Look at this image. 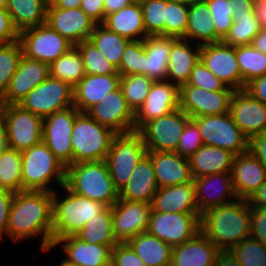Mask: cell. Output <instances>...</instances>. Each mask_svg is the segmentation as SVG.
<instances>
[{
    "mask_svg": "<svg viewBox=\"0 0 266 266\" xmlns=\"http://www.w3.org/2000/svg\"><path fill=\"white\" fill-rule=\"evenodd\" d=\"M231 178L237 198L248 200L266 181V168L251 150H248L234 156Z\"/></svg>",
    "mask_w": 266,
    "mask_h": 266,
    "instance_id": "cell-24",
    "label": "cell"
},
{
    "mask_svg": "<svg viewBox=\"0 0 266 266\" xmlns=\"http://www.w3.org/2000/svg\"><path fill=\"white\" fill-rule=\"evenodd\" d=\"M50 76L74 87L86 74L79 50L73 46L67 53L49 65Z\"/></svg>",
    "mask_w": 266,
    "mask_h": 266,
    "instance_id": "cell-40",
    "label": "cell"
},
{
    "mask_svg": "<svg viewBox=\"0 0 266 266\" xmlns=\"http://www.w3.org/2000/svg\"><path fill=\"white\" fill-rule=\"evenodd\" d=\"M65 197L52 192L53 243L62 237L75 235L85 223L91 221L108 206L71 192L65 185ZM67 191V193H66Z\"/></svg>",
    "mask_w": 266,
    "mask_h": 266,
    "instance_id": "cell-4",
    "label": "cell"
},
{
    "mask_svg": "<svg viewBox=\"0 0 266 266\" xmlns=\"http://www.w3.org/2000/svg\"><path fill=\"white\" fill-rule=\"evenodd\" d=\"M80 8L96 23L105 20L104 0H81Z\"/></svg>",
    "mask_w": 266,
    "mask_h": 266,
    "instance_id": "cell-58",
    "label": "cell"
},
{
    "mask_svg": "<svg viewBox=\"0 0 266 266\" xmlns=\"http://www.w3.org/2000/svg\"><path fill=\"white\" fill-rule=\"evenodd\" d=\"M179 1H181V2H183L185 4L190 5V4H194V3H200V2H203L205 0H179Z\"/></svg>",
    "mask_w": 266,
    "mask_h": 266,
    "instance_id": "cell-70",
    "label": "cell"
},
{
    "mask_svg": "<svg viewBox=\"0 0 266 266\" xmlns=\"http://www.w3.org/2000/svg\"><path fill=\"white\" fill-rule=\"evenodd\" d=\"M18 41L24 56L48 65L74 46L47 23L19 32Z\"/></svg>",
    "mask_w": 266,
    "mask_h": 266,
    "instance_id": "cell-11",
    "label": "cell"
},
{
    "mask_svg": "<svg viewBox=\"0 0 266 266\" xmlns=\"http://www.w3.org/2000/svg\"><path fill=\"white\" fill-rule=\"evenodd\" d=\"M146 52L145 75L153 81L166 80L172 37L147 36L144 39Z\"/></svg>",
    "mask_w": 266,
    "mask_h": 266,
    "instance_id": "cell-35",
    "label": "cell"
},
{
    "mask_svg": "<svg viewBox=\"0 0 266 266\" xmlns=\"http://www.w3.org/2000/svg\"><path fill=\"white\" fill-rule=\"evenodd\" d=\"M254 48L266 54V28L260 31L253 38L252 44Z\"/></svg>",
    "mask_w": 266,
    "mask_h": 266,
    "instance_id": "cell-66",
    "label": "cell"
},
{
    "mask_svg": "<svg viewBox=\"0 0 266 266\" xmlns=\"http://www.w3.org/2000/svg\"><path fill=\"white\" fill-rule=\"evenodd\" d=\"M200 218V213L152 211L147 232L173 248L200 232Z\"/></svg>",
    "mask_w": 266,
    "mask_h": 266,
    "instance_id": "cell-13",
    "label": "cell"
},
{
    "mask_svg": "<svg viewBox=\"0 0 266 266\" xmlns=\"http://www.w3.org/2000/svg\"><path fill=\"white\" fill-rule=\"evenodd\" d=\"M250 207L266 208V181L247 200Z\"/></svg>",
    "mask_w": 266,
    "mask_h": 266,
    "instance_id": "cell-62",
    "label": "cell"
},
{
    "mask_svg": "<svg viewBox=\"0 0 266 266\" xmlns=\"http://www.w3.org/2000/svg\"><path fill=\"white\" fill-rule=\"evenodd\" d=\"M236 59L243 77V89L254 78L266 74V54L251 44L236 47Z\"/></svg>",
    "mask_w": 266,
    "mask_h": 266,
    "instance_id": "cell-41",
    "label": "cell"
},
{
    "mask_svg": "<svg viewBox=\"0 0 266 266\" xmlns=\"http://www.w3.org/2000/svg\"><path fill=\"white\" fill-rule=\"evenodd\" d=\"M75 47L82 56L86 75L119 74L118 68L110 63L90 40H84Z\"/></svg>",
    "mask_w": 266,
    "mask_h": 266,
    "instance_id": "cell-43",
    "label": "cell"
},
{
    "mask_svg": "<svg viewBox=\"0 0 266 266\" xmlns=\"http://www.w3.org/2000/svg\"><path fill=\"white\" fill-rule=\"evenodd\" d=\"M234 156L228 150L202 145L188 158L193 178L231 172Z\"/></svg>",
    "mask_w": 266,
    "mask_h": 266,
    "instance_id": "cell-32",
    "label": "cell"
},
{
    "mask_svg": "<svg viewBox=\"0 0 266 266\" xmlns=\"http://www.w3.org/2000/svg\"><path fill=\"white\" fill-rule=\"evenodd\" d=\"M6 236L15 243L41 236V249L48 252L53 244L52 192L21 191L11 202Z\"/></svg>",
    "mask_w": 266,
    "mask_h": 266,
    "instance_id": "cell-1",
    "label": "cell"
},
{
    "mask_svg": "<svg viewBox=\"0 0 266 266\" xmlns=\"http://www.w3.org/2000/svg\"><path fill=\"white\" fill-rule=\"evenodd\" d=\"M244 90L266 105V74L251 80L246 84Z\"/></svg>",
    "mask_w": 266,
    "mask_h": 266,
    "instance_id": "cell-59",
    "label": "cell"
},
{
    "mask_svg": "<svg viewBox=\"0 0 266 266\" xmlns=\"http://www.w3.org/2000/svg\"><path fill=\"white\" fill-rule=\"evenodd\" d=\"M9 147L23 152L42 141L43 119L18 104L0 105Z\"/></svg>",
    "mask_w": 266,
    "mask_h": 266,
    "instance_id": "cell-10",
    "label": "cell"
},
{
    "mask_svg": "<svg viewBox=\"0 0 266 266\" xmlns=\"http://www.w3.org/2000/svg\"><path fill=\"white\" fill-rule=\"evenodd\" d=\"M120 87V74L85 75L73 87V106L86 113L109 93Z\"/></svg>",
    "mask_w": 266,
    "mask_h": 266,
    "instance_id": "cell-26",
    "label": "cell"
},
{
    "mask_svg": "<svg viewBox=\"0 0 266 266\" xmlns=\"http://www.w3.org/2000/svg\"><path fill=\"white\" fill-rule=\"evenodd\" d=\"M58 266H78L74 263H71V262H68L67 260L62 259L60 262H59V265Z\"/></svg>",
    "mask_w": 266,
    "mask_h": 266,
    "instance_id": "cell-69",
    "label": "cell"
},
{
    "mask_svg": "<svg viewBox=\"0 0 266 266\" xmlns=\"http://www.w3.org/2000/svg\"><path fill=\"white\" fill-rule=\"evenodd\" d=\"M146 154L147 149L138 131L114 136L104 161L119 192L127 184L132 172Z\"/></svg>",
    "mask_w": 266,
    "mask_h": 266,
    "instance_id": "cell-7",
    "label": "cell"
},
{
    "mask_svg": "<svg viewBox=\"0 0 266 266\" xmlns=\"http://www.w3.org/2000/svg\"><path fill=\"white\" fill-rule=\"evenodd\" d=\"M115 135L111 129L102 126L87 113L80 112L71 134V164L105 160Z\"/></svg>",
    "mask_w": 266,
    "mask_h": 266,
    "instance_id": "cell-6",
    "label": "cell"
},
{
    "mask_svg": "<svg viewBox=\"0 0 266 266\" xmlns=\"http://www.w3.org/2000/svg\"><path fill=\"white\" fill-rule=\"evenodd\" d=\"M185 84L194 85L207 91H221L226 88L225 84L209 71L200 59Z\"/></svg>",
    "mask_w": 266,
    "mask_h": 266,
    "instance_id": "cell-52",
    "label": "cell"
},
{
    "mask_svg": "<svg viewBox=\"0 0 266 266\" xmlns=\"http://www.w3.org/2000/svg\"><path fill=\"white\" fill-rule=\"evenodd\" d=\"M151 206L163 213H199L194 182L158 188Z\"/></svg>",
    "mask_w": 266,
    "mask_h": 266,
    "instance_id": "cell-29",
    "label": "cell"
},
{
    "mask_svg": "<svg viewBox=\"0 0 266 266\" xmlns=\"http://www.w3.org/2000/svg\"><path fill=\"white\" fill-rule=\"evenodd\" d=\"M183 39L192 40L193 44L200 46L216 43L215 23L206 1L189 5L187 29Z\"/></svg>",
    "mask_w": 266,
    "mask_h": 266,
    "instance_id": "cell-34",
    "label": "cell"
},
{
    "mask_svg": "<svg viewBox=\"0 0 266 266\" xmlns=\"http://www.w3.org/2000/svg\"><path fill=\"white\" fill-rule=\"evenodd\" d=\"M249 150L266 168V131L254 136L249 142Z\"/></svg>",
    "mask_w": 266,
    "mask_h": 266,
    "instance_id": "cell-60",
    "label": "cell"
},
{
    "mask_svg": "<svg viewBox=\"0 0 266 266\" xmlns=\"http://www.w3.org/2000/svg\"><path fill=\"white\" fill-rule=\"evenodd\" d=\"M233 17L255 16L254 3L255 0H230Z\"/></svg>",
    "mask_w": 266,
    "mask_h": 266,
    "instance_id": "cell-61",
    "label": "cell"
},
{
    "mask_svg": "<svg viewBox=\"0 0 266 266\" xmlns=\"http://www.w3.org/2000/svg\"><path fill=\"white\" fill-rule=\"evenodd\" d=\"M153 80L146 75L120 76V88L128 106L135 113L145 102Z\"/></svg>",
    "mask_w": 266,
    "mask_h": 266,
    "instance_id": "cell-44",
    "label": "cell"
},
{
    "mask_svg": "<svg viewBox=\"0 0 266 266\" xmlns=\"http://www.w3.org/2000/svg\"><path fill=\"white\" fill-rule=\"evenodd\" d=\"M65 186L73 193L108 207L119 200V191L110 177L104 160L68 165Z\"/></svg>",
    "mask_w": 266,
    "mask_h": 266,
    "instance_id": "cell-3",
    "label": "cell"
},
{
    "mask_svg": "<svg viewBox=\"0 0 266 266\" xmlns=\"http://www.w3.org/2000/svg\"><path fill=\"white\" fill-rule=\"evenodd\" d=\"M110 266H146L127 243H118L111 250Z\"/></svg>",
    "mask_w": 266,
    "mask_h": 266,
    "instance_id": "cell-54",
    "label": "cell"
},
{
    "mask_svg": "<svg viewBox=\"0 0 266 266\" xmlns=\"http://www.w3.org/2000/svg\"><path fill=\"white\" fill-rule=\"evenodd\" d=\"M202 145H204L198 125L191 119L179 138L176 152L181 156L189 158Z\"/></svg>",
    "mask_w": 266,
    "mask_h": 266,
    "instance_id": "cell-53",
    "label": "cell"
},
{
    "mask_svg": "<svg viewBox=\"0 0 266 266\" xmlns=\"http://www.w3.org/2000/svg\"><path fill=\"white\" fill-rule=\"evenodd\" d=\"M96 122L116 134L134 131V112L119 87L86 112Z\"/></svg>",
    "mask_w": 266,
    "mask_h": 266,
    "instance_id": "cell-19",
    "label": "cell"
},
{
    "mask_svg": "<svg viewBox=\"0 0 266 266\" xmlns=\"http://www.w3.org/2000/svg\"><path fill=\"white\" fill-rule=\"evenodd\" d=\"M249 237L266 245V208L250 207Z\"/></svg>",
    "mask_w": 266,
    "mask_h": 266,
    "instance_id": "cell-55",
    "label": "cell"
},
{
    "mask_svg": "<svg viewBox=\"0 0 266 266\" xmlns=\"http://www.w3.org/2000/svg\"><path fill=\"white\" fill-rule=\"evenodd\" d=\"M111 211L114 237L118 243H127L147 231L152 206L151 203L119 199L111 206Z\"/></svg>",
    "mask_w": 266,
    "mask_h": 266,
    "instance_id": "cell-16",
    "label": "cell"
},
{
    "mask_svg": "<svg viewBox=\"0 0 266 266\" xmlns=\"http://www.w3.org/2000/svg\"><path fill=\"white\" fill-rule=\"evenodd\" d=\"M158 187L186 184L194 180L188 158L177 152L147 151Z\"/></svg>",
    "mask_w": 266,
    "mask_h": 266,
    "instance_id": "cell-25",
    "label": "cell"
},
{
    "mask_svg": "<svg viewBox=\"0 0 266 266\" xmlns=\"http://www.w3.org/2000/svg\"><path fill=\"white\" fill-rule=\"evenodd\" d=\"M200 60L226 87L243 90V77L236 59V47L222 41L201 45Z\"/></svg>",
    "mask_w": 266,
    "mask_h": 266,
    "instance_id": "cell-17",
    "label": "cell"
},
{
    "mask_svg": "<svg viewBox=\"0 0 266 266\" xmlns=\"http://www.w3.org/2000/svg\"><path fill=\"white\" fill-rule=\"evenodd\" d=\"M8 0H0V8H6Z\"/></svg>",
    "mask_w": 266,
    "mask_h": 266,
    "instance_id": "cell-71",
    "label": "cell"
},
{
    "mask_svg": "<svg viewBox=\"0 0 266 266\" xmlns=\"http://www.w3.org/2000/svg\"><path fill=\"white\" fill-rule=\"evenodd\" d=\"M158 188L151 158L146 154L119 192V199L152 203Z\"/></svg>",
    "mask_w": 266,
    "mask_h": 266,
    "instance_id": "cell-31",
    "label": "cell"
},
{
    "mask_svg": "<svg viewBox=\"0 0 266 266\" xmlns=\"http://www.w3.org/2000/svg\"><path fill=\"white\" fill-rule=\"evenodd\" d=\"M14 197V192L0 189V240L6 236L9 210Z\"/></svg>",
    "mask_w": 266,
    "mask_h": 266,
    "instance_id": "cell-57",
    "label": "cell"
},
{
    "mask_svg": "<svg viewBox=\"0 0 266 266\" xmlns=\"http://www.w3.org/2000/svg\"><path fill=\"white\" fill-rule=\"evenodd\" d=\"M5 123L0 116V155L9 149Z\"/></svg>",
    "mask_w": 266,
    "mask_h": 266,
    "instance_id": "cell-67",
    "label": "cell"
},
{
    "mask_svg": "<svg viewBox=\"0 0 266 266\" xmlns=\"http://www.w3.org/2000/svg\"><path fill=\"white\" fill-rule=\"evenodd\" d=\"M50 3L57 8L72 9L79 8L81 0H52Z\"/></svg>",
    "mask_w": 266,
    "mask_h": 266,
    "instance_id": "cell-68",
    "label": "cell"
},
{
    "mask_svg": "<svg viewBox=\"0 0 266 266\" xmlns=\"http://www.w3.org/2000/svg\"><path fill=\"white\" fill-rule=\"evenodd\" d=\"M19 32L14 28L6 8H0V43L18 41Z\"/></svg>",
    "mask_w": 266,
    "mask_h": 266,
    "instance_id": "cell-56",
    "label": "cell"
},
{
    "mask_svg": "<svg viewBox=\"0 0 266 266\" xmlns=\"http://www.w3.org/2000/svg\"><path fill=\"white\" fill-rule=\"evenodd\" d=\"M189 5L179 0H167L165 36L184 38L187 29Z\"/></svg>",
    "mask_w": 266,
    "mask_h": 266,
    "instance_id": "cell-50",
    "label": "cell"
},
{
    "mask_svg": "<svg viewBox=\"0 0 266 266\" xmlns=\"http://www.w3.org/2000/svg\"><path fill=\"white\" fill-rule=\"evenodd\" d=\"M220 250L200 231L173 247L170 266H214Z\"/></svg>",
    "mask_w": 266,
    "mask_h": 266,
    "instance_id": "cell-28",
    "label": "cell"
},
{
    "mask_svg": "<svg viewBox=\"0 0 266 266\" xmlns=\"http://www.w3.org/2000/svg\"><path fill=\"white\" fill-rule=\"evenodd\" d=\"M233 92L229 87L221 91H207L194 85L182 84L179 108L190 118L225 114L229 112Z\"/></svg>",
    "mask_w": 266,
    "mask_h": 266,
    "instance_id": "cell-15",
    "label": "cell"
},
{
    "mask_svg": "<svg viewBox=\"0 0 266 266\" xmlns=\"http://www.w3.org/2000/svg\"><path fill=\"white\" fill-rule=\"evenodd\" d=\"M233 18V25L222 42L232 47L252 44L253 38L261 29L256 17L244 16Z\"/></svg>",
    "mask_w": 266,
    "mask_h": 266,
    "instance_id": "cell-46",
    "label": "cell"
},
{
    "mask_svg": "<svg viewBox=\"0 0 266 266\" xmlns=\"http://www.w3.org/2000/svg\"><path fill=\"white\" fill-rule=\"evenodd\" d=\"M88 40L117 68H119L126 45L130 41L126 37L109 30L103 24L95 25Z\"/></svg>",
    "mask_w": 266,
    "mask_h": 266,
    "instance_id": "cell-39",
    "label": "cell"
},
{
    "mask_svg": "<svg viewBox=\"0 0 266 266\" xmlns=\"http://www.w3.org/2000/svg\"><path fill=\"white\" fill-rule=\"evenodd\" d=\"M146 266H170L172 247L147 231L127 242Z\"/></svg>",
    "mask_w": 266,
    "mask_h": 266,
    "instance_id": "cell-37",
    "label": "cell"
},
{
    "mask_svg": "<svg viewBox=\"0 0 266 266\" xmlns=\"http://www.w3.org/2000/svg\"><path fill=\"white\" fill-rule=\"evenodd\" d=\"M147 36H165L167 0H139Z\"/></svg>",
    "mask_w": 266,
    "mask_h": 266,
    "instance_id": "cell-45",
    "label": "cell"
},
{
    "mask_svg": "<svg viewBox=\"0 0 266 266\" xmlns=\"http://www.w3.org/2000/svg\"><path fill=\"white\" fill-rule=\"evenodd\" d=\"M229 252L241 266H266V245L250 237L236 244Z\"/></svg>",
    "mask_w": 266,
    "mask_h": 266,
    "instance_id": "cell-49",
    "label": "cell"
},
{
    "mask_svg": "<svg viewBox=\"0 0 266 266\" xmlns=\"http://www.w3.org/2000/svg\"><path fill=\"white\" fill-rule=\"evenodd\" d=\"M61 245L67 254L68 262L78 266H110L111 248L107 245L87 243L76 235H69L57 239L52 248Z\"/></svg>",
    "mask_w": 266,
    "mask_h": 266,
    "instance_id": "cell-27",
    "label": "cell"
},
{
    "mask_svg": "<svg viewBox=\"0 0 266 266\" xmlns=\"http://www.w3.org/2000/svg\"><path fill=\"white\" fill-rule=\"evenodd\" d=\"M79 113L71 106L43 119L42 141L66 167L72 163L71 134Z\"/></svg>",
    "mask_w": 266,
    "mask_h": 266,
    "instance_id": "cell-14",
    "label": "cell"
},
{
    "mask_svg": "<svg viewBox=\"0 0 266 266\" xmlns=\"http://www.w3.org/2000/svg\"><path fill=\"white\" fill-rule=\"evenodd\" d=\"M211 9L216 28V43L221 42L233 25V9L230 0H205Z\"/></svg>",
    "mask_w": 266,
    "mask_h": 266,
    "instance_id": "cell-51",
    "label": "cell"
},
{
    "mask_svg": "<svg viewBox=\"0 0 266 266\" xmlns=\"http://www.w3.org/2000/svg\"><path fill=\"white\" fill-rule=\"evenodd\" d=\"M229 113L249 140L266 131V105L244 89L233 92Z\"/></svg>",
    "mask_w": 266,
    "mask_h": 266,
    "instance_id": "cell-20",
    "label": "cell"
},
{
    "mask_svg": "<svg viewBox=\"0 0 266 266\" xmlns=\"http://www.w3.org/2000/svg\"><path fill=\"white\" fill-rule=\"evenodd\" d=\"M46 23L74 46L88 40L96 23L79 7L63 9L48 3Z\"/></svg>",
    "mask_w": 266,
    "mask_h": 266,
    "instance_id": "cell-21",
    "label": "cell"
},
{
    "mask_svg": "<svg viewBox=\"0 0 266 266\" xmlns=\"http://www.w3.org/2000/svg\"><path fill=\"white\" fill-rule=\"evenodd\" d=\"M145 59L144 40H130L118 68L120 76L145 75Z\"/></svg>",
    "mask_w": 266,
    "mask_h": 266,
    "instance_id": "cell-48",
    "label": "cell"
},
{
    "mask_svg": "<svg viewBox=\"0 0 266 266\" xmlns=\"http://www.w3.org/2000/svg\"><path fill=\"white\" fill-rule=\"evenodd\" d=\"M191 119L198 125L204 145L219 147L234 155L249 150L250 140L235 124L229 112Z\"/></svg>",
    "mask_w": 266,
    "mask_h": 266,
    "instance_id": "cell-8",
    "label": "cell"
},
{
    "mask_svg": "<svg viewBox=\"0 0 266 266\" xmlns=\"http://www.w3.org/2000/svg\"><path fill=\"white\" fill-rule=\"evenodd\" d=\"M193 182L200 214L213 207L229 204L238 199L233 188L231 172L194 178Z\"/></svg>",
    "mask_w": 266,
    "mask_h": 266,
    "instance_id": "cell-23",
    "label": "cell"
},
{
    "mask_svg": "<svg viewBox=\"0 0 266 266\" xmlns=\"http://www.w3.org/2000/svg\"><path fill=\"white\" fill-rule=\"evenodd\" d=\"M254 14L261 29L266 28V0H255Z\"/></svg>",
    "mask_w": 266,
    "mask_h": 266,
    "instance_id": "cell-64",
    "label": "cell"
},
{
    "mask_svg": "<svg viewBox=\"0 0 266 266\" xmlns=\"http://www.w3.org/2000/svg\"><path fill=\"white\" fill-rule=\"evenodd\" d=\"M179 107L180 86L168 80L153 81L147 99L134 113V131Z\"/></svg>",
    "mask_w": 266,
    "mask_h": 266,
    "instance_id": "cell-18",
    "label": "cell"
},
{
    "mask_svg": "<svg viewBox=\"0 0 266 266\" xmlns=\"http://www.w3.org/2000/svg\"><path fill=\"white\" fill-rule=\"evenodd\" d=\"M47 7L46 0H8L6 10L14 28L21 32L46 23Z\"/></svg>",
    "mask_w": 266,
    "mask_h": 266,
    "instance_id": "cell-36",
    "label": "cell"
},
{
    "mask_svg": "<svg viewBox=\"0 0 266 266\" xmlns=\"http://www.w3.org/2000/svg\"><path fill=\"white\" fill-rule=\"evenodd\" d=\"M200 231L220 250L229 251L250 236V205L236 199L201 214Z\"/></svg>",
    "mask_w": 266,
    "mask_h": 266,
    "instance_id": "cell-2",
    "label": "cell"
},
{
    "mask_svg": "<svg viewBox=\"0 0 266 266\" xmlns=\"http://www.w3.org/2000/svg\"><path fill=\"white\" fill-rule=\"evenodd\" d=\"M191 42V43H190ZM192 41L172 37L166 80L181 86L187 83L195 64L200 59L201 46ZM195 47V48H194Z\"/></svg>",
    "mask_w": 266,
    "mask_h": 266,
    "instance_id": "cell-30",
    "label": "cell"
},
{
    "mask_svg": "<svg viewBox=\"0 0 266 266\" xmlns=\"http://www.w3.org/2000/svg\"><path fill=\"white\" fill-rule=\"evenodd\" d=\"M191 118L180 108L147 122L138 132L147 151L176 152L179 138Z\"/></svg>",
    "mask_w": 266,
    "mask_h": 266,
    "instance_id": "cell-12",
    "label": "cell"
},
{
    "mask_svg": "<svg viewBox=\"0 0 266 266\" xmlns=\"http://www.w3.org/2000/svg\"><path fill=\"white\" fill-rule=\"evenodd\" d=\"M75 235L84 242L107 245L113 249L118 241L113 234L111 207H107L94 219L85 223Z\"/></svg>",
    "mask_w": 266,
    "mask_h": 266,
    "instance_id": "cell-38",
    "label": "cell"
},
{
    "mask_svg": "<svg viewBox=\"0 0 266 266\" xmlns=\"http://www.w3.org/2000/svg\"><path fill=\"white\" fill-rule=\"evenodd\" d=\"M0 189L22 191L21 152L9 148L0 155Z\"/></svg>",
    "mask_w": 266,
    "mask_h": 266,
    "instance_id": "cell-42",
    "label": "cell"
},
{
    "mask_svg": "<svg viewBox=\"0 0 266 266\" xmlns=\"http://www.w3.org/2000/svg\"><path fill=\"white\" fill-rule=\"evenodd\" d=\"M22 56V47L19 41L0 43V97L7 90Z\"/></svg>",
    "mask_w": 266,
    "mask_h": 266,
    "instance_id": "cell-47",
    "label": "cell"
},
{
    "mask_svg": "<svg viewBox=\"0 0 266 266\" xmlns=\"http://www.w3.org/2000/svg\"><path fill=\"white\" fill-rule=\"evenodd\" d=\"M49 76L48 64L23 55L7 90L0 97V105L18 104L34 87Z\"/></svg>",
    "mask_w": 266,
    "mask_h": 266,
    "instance_id": "cell-22",
    "label": "cell"
},
{
    "mask_svg": "<svg viewBox=\"0 0 266 266\" xmlns=\"http://www.w3.org/2000/svg\"><path fill=\"white\" fill-rule=\"evenodd\" d=\"M134 1L135 0H104L105 17L109 14L119 11Z\"/></svg>",
    "mask_w": 266,
    "mask_h": 266,
    "instance_id": "cell-63",
    "label": "cell"
},
{
    "mask_svg": "<svg viewBox=\"0 0 266 266\" xmlns=\"http://www.w3.org/2000/svg\"><path fill=\"white\" fill-rule=\"evenodd\" d=\"M18 105L44 119L52 113L73 106V87L49 76L21 99Z\"/></svg>",
    "mask_w": 266,
    "mask_h": 266,
    "instance_id": "cell-9",
    "label": "cell"
},
{
    "mask_svg": "<svg viewBox=\"0 0 266 266\" xmlns=\"http://www.w3.org/2000/svg\"><path fill=\"white\" fill-rule=\"evenodd\" d=\"M22 191L54 192L50 183L63 187L66 180V166L41 141L21 152Z\"/></svg>",
    "mask_w": 266,
    "mask_h": 266,
    "instance_id": "cell-5",
    "label": "cell"
},
{
    "mask_svg": "<svg viewBox=\"0 0 266 266\" xmlns=\"http://www.w3.org/2000/svg\"><path fill=\"white\" fill-rule=\"evenodd\" d=\"M102 24L129 40H144L147 37L139 0H135L119 11L107 15Z\"/></svg>",
    "mask_w": 266,
    "mask_h": 266,
    "instance_id": "cell-33",
    "label": "cell"
},
{
    "mask_svg": "<svg viewBox=\"0 0 266 266\" xmlns=\"http://www.w3.org/2000/svg\"><path fill=\"white\" fill-rule=\"evenodd\" d=\"M214 266H241V265L229 251H220L216 257Z\"/></svg>",
    "mask_w": 266,
    "mask_h": 266,
    "instance_id": "cell-65",
    "label": "cell"
}]
</instances>
